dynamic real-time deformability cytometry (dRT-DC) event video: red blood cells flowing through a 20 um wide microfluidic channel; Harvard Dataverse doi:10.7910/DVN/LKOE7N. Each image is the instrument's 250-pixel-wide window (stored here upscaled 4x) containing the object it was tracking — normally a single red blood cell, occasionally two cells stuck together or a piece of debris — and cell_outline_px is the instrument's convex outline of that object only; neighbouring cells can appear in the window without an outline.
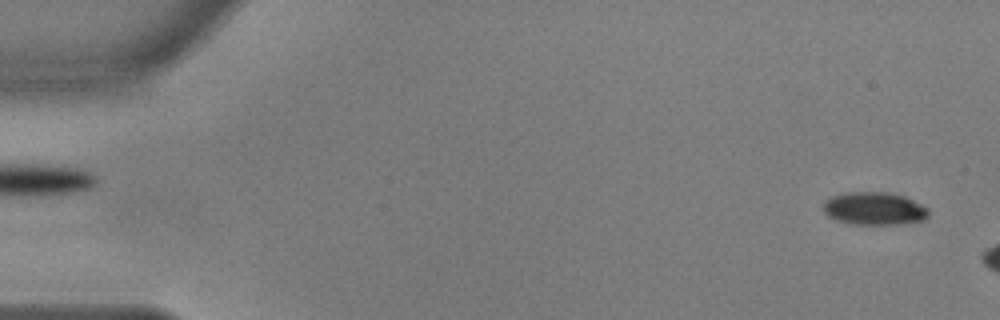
{"species": "common noctule bat (a hibernating species)", "species_latin": "Nyctalus noctula", "temperature_condition": "warm", "stored_images_in_passage": 7, "camera_frame_rate_fps": 3000, "um_per_image_px": 0.085, "animal": {"sex": "male", "body_mass_g": 17.9, "forearm_length_mm": 54.2}, "frame": {"image": 1, "passage_image": 2, "time_ms": 0.333, "image_size_px": [1000, 320], "cell_outline_px": [[928, 216], [924, 220], [900, 224], [852, 224], [836, 220], [828, 216], [824, 212], [824, 204], [832, 196], [848, 192], [888, 192], [904, 196], [928, 208]], "centroid_in_image_um": [74.32, 17.73], "position_along_channel_um": 10.7, "area_um2": 20.0}}